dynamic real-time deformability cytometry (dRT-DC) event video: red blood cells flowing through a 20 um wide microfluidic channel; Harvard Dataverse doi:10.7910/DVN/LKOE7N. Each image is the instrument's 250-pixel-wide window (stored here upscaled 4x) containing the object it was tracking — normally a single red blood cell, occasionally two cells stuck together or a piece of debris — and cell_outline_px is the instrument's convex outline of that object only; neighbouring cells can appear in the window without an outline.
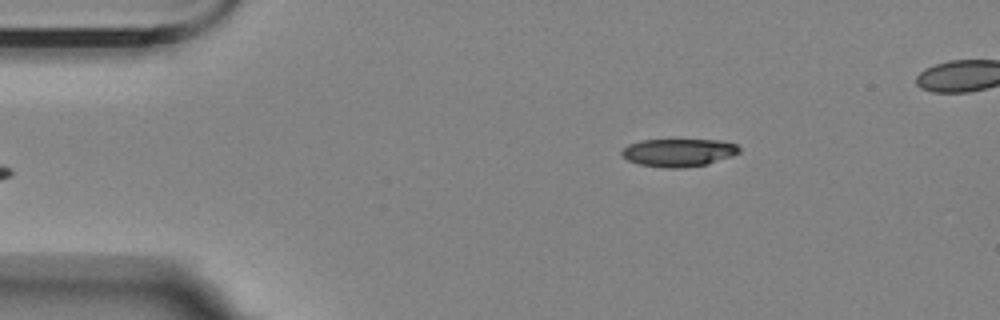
{"species": "Egyptian fruit bat (a non-hibernating species)", "species_latin": "Rousettus aegyptiacus", "temperature_condition": "room temperature", "stored_images_in_passage": 5, "camera_frame_rate_fps": 3000, "um_per_image_px": 0.085, "animal": {"sex": "female"}, "frame": {"image": 1, "passage_image": 5, "time_ms": 5.667, "image_size_px": [1000, 320], "cell_outline_px": [[740, 152], [732, 156], [708, 164], [684, 168], [668, 168], [640, 164], [628, 160], [620, 152], [628, 144], [640, 140], [724, 140], [736, 144], [740, 148]], "centroid_in_image_um": [57.71, 12.96], "position_along_channel_um": 27.3, "area_um2": 19.13}}